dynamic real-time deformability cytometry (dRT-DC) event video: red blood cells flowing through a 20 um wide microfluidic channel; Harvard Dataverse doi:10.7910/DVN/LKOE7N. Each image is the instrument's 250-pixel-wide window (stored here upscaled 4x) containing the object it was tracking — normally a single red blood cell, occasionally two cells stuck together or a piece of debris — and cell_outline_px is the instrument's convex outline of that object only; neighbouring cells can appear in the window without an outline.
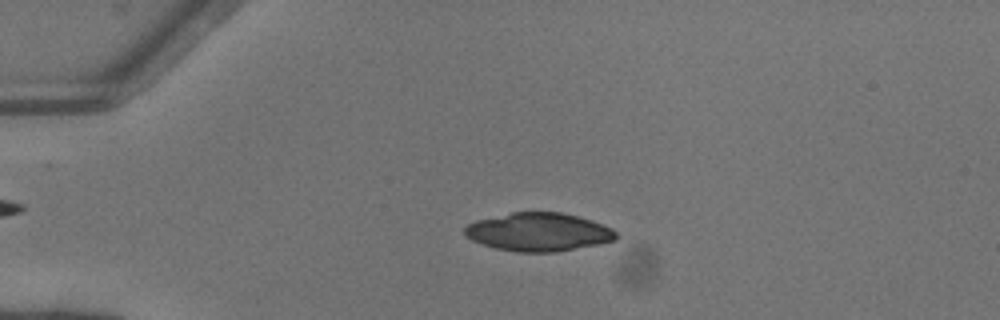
{"species": "common noctule bat (a hibernating species)", "species_latin": "Nyctalus noctula", "temperature_condition": "warm", "stored_images_in_passage": 48, "camera_frame_rate_fps": 3000, "um_per_image_px": 0.085, "animal": {"sex": "female"}, "frame": {"image": 1, "passage_image": 10, "time_ms": 3.0, "image_size_px": [1000, 320], "cell_outline_px": [[616, 240], [600, 244], [556, 252], [516, 252], [496, 248], [480, 244], [472, 240], [464, 232], [464, 228], [468, 224], [476, 220], [512, 212], [560, 212], [592, 220], [612, 228], [616, 232]], "centroid_in_image_um": [45.78, 19.72], "position_along_channel_um": 39.2, "area_um2": 33.81}}